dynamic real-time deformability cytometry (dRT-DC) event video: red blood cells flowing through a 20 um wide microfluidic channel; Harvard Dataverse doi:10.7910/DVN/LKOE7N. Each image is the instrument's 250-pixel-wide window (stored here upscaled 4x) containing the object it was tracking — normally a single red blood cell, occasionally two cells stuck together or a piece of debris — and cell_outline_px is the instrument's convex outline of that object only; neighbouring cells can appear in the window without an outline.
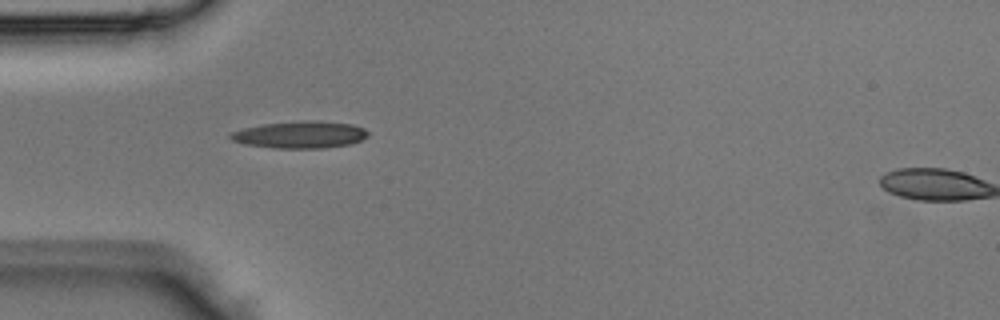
{"species": "Egyptian fruit bat (a non-hibernating species)", "species_latin": "Rousettus aegyptiacus", "temperature_condition": "room temperature", "stored_images_in_passage": 1, "camera_frame_rate_fps": 3000, "um_per_image_px": 0.085, "animal": {"sex": "male"}, "frame": {"image": 1, "passage_image": 1, "time_ms": 0.0, "image_size_px": [1000, 320], "cell_outline_px": [[368, 136], [360, 140], [348, 144], [324, 148], [272, 148], [244, 144], [232, 140], [228, 136], [228, 132], [244, 128], [264, 124], [308, 120], [316, 120], [352, 124], [364, 128], [368, 132]], "centroid_in_image_um": [25.48, 11.45], "position_along_channel_um": 59.5, "area_um2": 21.68}}